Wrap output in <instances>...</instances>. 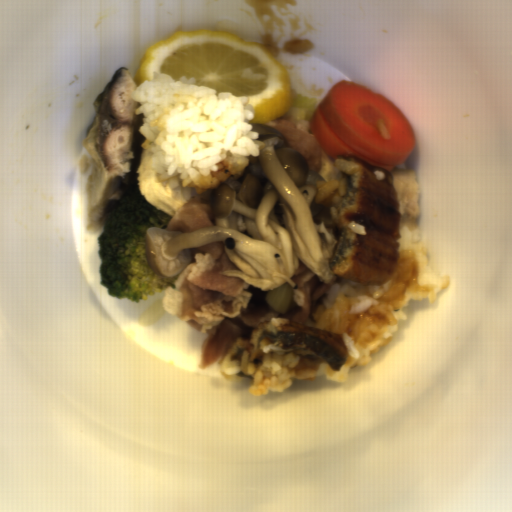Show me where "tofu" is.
Listing matches in <instances>:
<instances>
[{
	"instance_id": "5b9d583a",
	"label": "tofu",
	"mask_w": 512,
	"mask_h": 512,
	"mask_svg": "<svg viewBox=\"0 0 512 512\" xmlns=\"http://www.w3.org/2000/svg\"><path fill=\"white\" fill-rule=\"evenodd\" d=\"M135 176L141 196L171 218L178 207L198 192L184 186L171 187L164 181H159L158 174L153 171L150 154L145 149L141 154Z\"/></svg>"
}]
</instances>
